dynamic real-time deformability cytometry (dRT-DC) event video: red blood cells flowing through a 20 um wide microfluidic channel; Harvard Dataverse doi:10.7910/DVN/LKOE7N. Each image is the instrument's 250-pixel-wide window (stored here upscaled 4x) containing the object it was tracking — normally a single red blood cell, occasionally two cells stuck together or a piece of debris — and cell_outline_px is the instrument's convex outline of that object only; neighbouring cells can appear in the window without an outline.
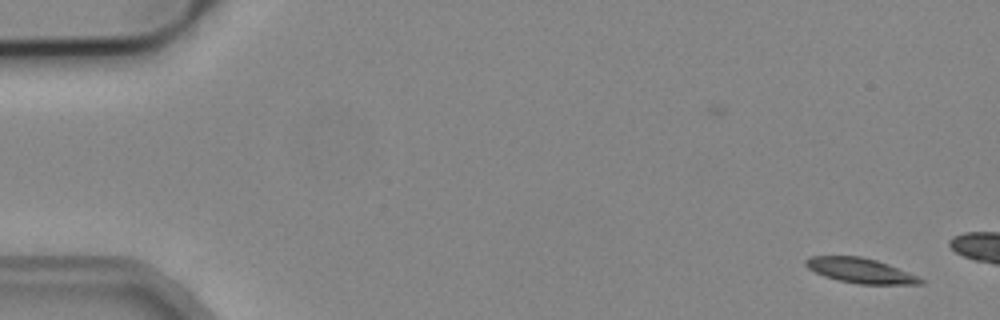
{"species": "common noctule bat (a hibernating species)", "species_latin": "Nyctalus noctula", "temperature_condition": "cold", "stored_images_in_passage": 2, "camera_frame_rate_fps": 3000, "um_per_image_px": 0.085, "animal": {"sex": "male", "body_mass_g": 19.2, "forearm_length_mm": 51.8}, "frame": {"image": 1, "passage_image": 2, "time_ms": 0.333, "image_size_px": [1000, 320], "cell_outline_px": [[924, 284], [860, 284], [840, 280], [824, 276], [808, 268], [804, 264], [804, 260], [808, 256], [860, 256], [876, 260], [888, 264], [920, 276], [924, 280]], "centroid_in_image_um": [73.16, 22.99], "position_along_channel_um": 11.8, "area_um2": 16.7}}